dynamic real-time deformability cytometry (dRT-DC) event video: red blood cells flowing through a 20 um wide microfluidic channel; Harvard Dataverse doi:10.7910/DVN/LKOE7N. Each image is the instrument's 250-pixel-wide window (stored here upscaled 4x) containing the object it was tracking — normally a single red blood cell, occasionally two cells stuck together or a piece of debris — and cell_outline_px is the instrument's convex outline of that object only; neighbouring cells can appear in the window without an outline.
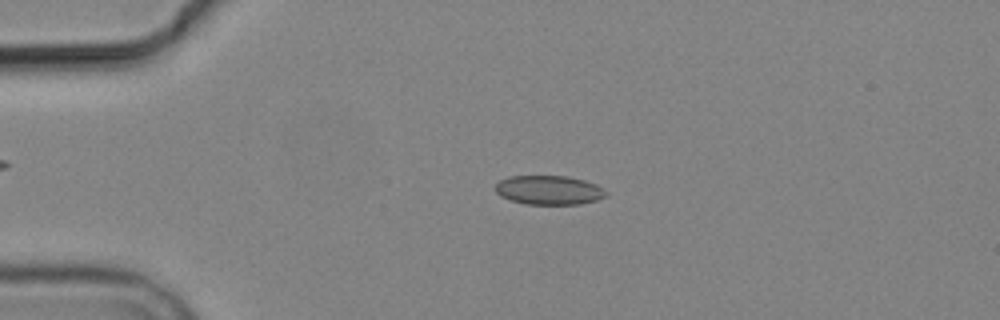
{"species": "common noctule bat (a hibernating species)", "species_latin": "Nyctalus noctula", "temperature_condition": "cold", "stored_images_in_passage": 3, "camera_frame_rate_fps": 3000, "um_per_image_px": 0.085, "animal": {"sex": "male", "body_mass_g": 19.2, "forearm_length_mm": 51.8}, "frame": {"image": 1, "passage_image": 2, "time_ms": 2.0, "image_size_px": [1000, 320], "cell_outline_px": [[608, 196], [596, 200], [580, 204], [528, 204], [512, 200], [500, 196], [496, 192], [496, 184], [500, 180], [508, 176], [568, 176], [584, 180], [596, 184], [604, 188], [608, 192]], "centroid_in_image_um": [46.7, 16.15], "position_along_channel_um": 38.3, "area_um2": 18.84}}